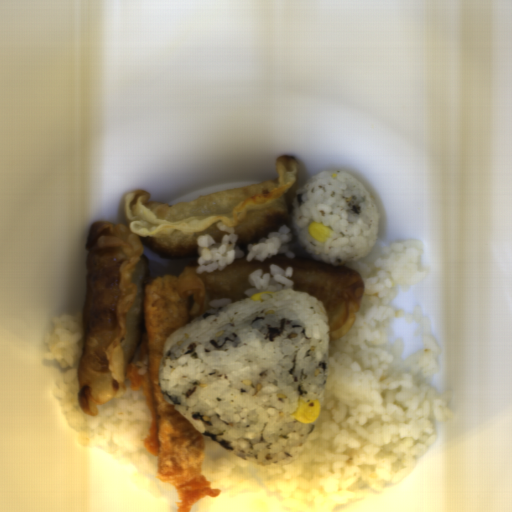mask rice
Wrapping results in <instances>:
<instances>
[{"mask_svg": "<svg viewBox=\"0 0 512 512\" xmlns=\"http://www.w3.org/2000/svg\"><path fill=\"white\" fill-rule=\"evenodd\" d=\"M424 241L374 244L361 259L341 264L360 272L363 292L352 329L329 340L320 414L302 444L273 464L254 465L204 434L201 475L217 497L190 512H334L382 493L431 449L441 422L452 421L449 389L435 390L440 346L420 306L407 313L422 347L404 357V340L387 339V326L404 315L392 307L398 287L425 280Z\"/></svg>", "mask_w": 512, "mask_h": 512, "instance_id": "obj_1", "label": "rice"}, {"mask_svg": "<svg viewBox=\"0 0 512 512\" xmlns=\"http://www.w3.org/2000/svg\"><path fill=\"white\" fill-rule=\"evenodd\" d=\"M292 230L287 225H282L279 231L270 232L267 238H260L256 243H249L247 250L249 252L246 257L247 262L256 259L264 262L267 258L276 255H285L288 258H294L296 255L291 243Z\"/></svg>", "mask_w": 512, "mask_h": 512, "instance_id": "obj_6", "label": "rice"}, {"mask_svg": "<svg viewBox=\"0 0 512 512\" xmlns=\"http://www.w3.org/2000/svg\"><path fill=\"white\" fill-rule=\"evenodd\" d=\"M227 304H231V299H220V300H213L209 302L207 305L209 308H218Z\"/></svg>", "mask_w": 512, "mask_h": 512, "instance_id": "obj_8", "label": "rice"}, {"mask_svg": "<svg viewBox=\"0 0 512 512\" xmlns=\"http://www.w3.org/2000/svg\"><path fill=\"white\" fill-rule=\"evenodd\" d=\"M292 217L295 235L308 255L333 266L360 260L378 240L376 203L366 186L343 170H324L300 186ZM313 221L331 228L326 242L308 235L307 225Z\"/></svg>", "mask_w": 512, "mask_h": 512, "instance_id": "obj_4", "label": "rice"}, {"mask_svg": "<svg viewBox=\"0 0 512 512\" xmlns=\"http://www.w3.org/2000/svg\"><path fill=\"white\" fill-rule=\"evenodd\" d=\"M220 231L226 233L216 242L210 234L197 236L199 257L197 258V274L203 272L222 271L228 264L233 263L239 257L244 256L243 251L236 247L239 234H236L232 226L223 222L217 223Z\"/></svg>", "mask_w": 512, "mask_h": 512, "instance_id": "obj_5", "label": "rice"}, {"mask_svg": "<svg viewBox=\"0 0 512 512\" xmlns=\"http://www.w3.org/2000/svg\"><path fill=\"white\" fill-rule=\"evenodd\" d=\"M83 336L84 313L81 310L53 317L52 330L43 336L48 347L44 359L56 362L64 371L55 379L52 392L59 400L58 407L66 423L76 432L77 442L82 447L102 449L123 465L133 463L135 471L131 480L139 489L162 497L177 491L172 484L158 479L157 456H152L144 447L151 417L142 389L132 391L127 379L124 394L99 405L98 416H89L82 410L77 393Z\"/></svg>", "mask_w": 512, "mask_h": 512, "instance_id": "obj_3", "label": "rice"}, {"mask_svg": "<svg viewBox=\"0 0 512 512\" xmlns=\"http://www.w3.org/2000/svg\"><path fill=\"white\" fill-rule=\"evenodd\" d=\"M206 311L171 333L159 368L164 398L196 429L255 465L300 450L314 428L293 414L322 401L330 334L324 302L283 289Z\"/></svg>", "mask_w": 512, "mask_h": 512, "instance_id": "obj_2", "label": "rice"}, {"mask_svg": "<svg viewBox=\"0 0 512 512\" xmlns=\"http://www.w3.org/2000/svg\"><path fill=\"white\" fill-rule=\"evenodd\" d=\"M293 266L281 269L279 265H270L268 272L255 269L247 280L249 289L245 292L246 299L260 292H277L294 288L292 282Z\"/></svg>", "mask_w": 512, "mask_h": 512, "instance_id": "obj_7", "label": "rice"}]
</instances>
